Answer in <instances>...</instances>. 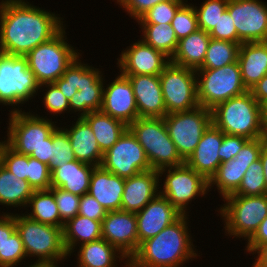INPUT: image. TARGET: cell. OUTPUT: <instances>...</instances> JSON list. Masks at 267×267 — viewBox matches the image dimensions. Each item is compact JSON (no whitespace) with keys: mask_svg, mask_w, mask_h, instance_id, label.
Here are the masks:
<instances>
[{"mask_svg":"<svg viewBox=\"0 0 267 267\" xmlns=\"http://www.w3.org/2000/svg\"><path fill=\"white\" fill-rule=\"evenodd\" d=\"M62 18L25 2H0V52L26 56L32 49L56 36L65 26Z\"/></svg>","mask_w":267,"mask_h":267,"instance_id":"6da1fadb","label":"cell"},{"mask_svg":"<svg viewBox=\"0 0 267 267\" xmlns=\"http://www.w3.org/2000/svg\"><path fill=\"white\" fill-rule=\"evenodd\" d=\"M189 215H181L155 237L143 241L129 267H181L198 257L188 228Z\"/></svg>","mask_w":267,"mask_h":267,"instance_id":"7a4b0ae2","label":"cell"},{"mask_svg":"<svg viewBox=\"0 0 267 267\" xmlns=\"http://www.w3.org/2000/svg\"><path fill=\"white\" fill-rule=\"evenodd\" d=\"M211 121L224 134L247 139L266 138L262 126L261 105L250 90L211 109Z\"/></svg>","mask_w":267,"mask_h":267,"instance_id":"3957f363","label":"cell"},{"mask_svg":"<svg viewBox=\"0 0 267 267\" xmlns=\"http://www.w3.org/2000/svg\"><path fill=\"white\" fill-rule=\"evenodd\" d=\"M149 160L151 169L179 166L185 163L171 140L164 118H137L129 126Z\"/></svg>","mask_w":267,"mask_h":267,"instance_id":"277c9868","label":"cell"},{"mask_svg":"<svg viewBox=\"0 0 267 267\" xmlns=\"http://www.w3.org/2000/svg\"><path fill=\"white\" fill-rule=\"evenodd\" d=\"M15 224L27 257H36L37 262L58 264L69 256L64 247L62 228L42 224L24 214H15Z\"/></svg>","mask_w":267,"mask_h":267,"instance_id":"5b68a950","label":"cell"},{"mask_svg":"<svg viewBox=\"0 0 267 267\" xmlns=\"http://www.w3.org/2000/svg\"><path fill=\"white\" fill-rule=\"evenodd\" d=\"M65 30L66 28H63L52 39L38 45L25 56L39 85L54 83L81 55L65 41Z\"/></svg>","mask_w":267,"mask_h":267,"instance_id":"8992f818","label":"cell"},{"mask_svg":"<svg viewBox=\"0 0 267 267\" xmlns=\"http://www.w3.org/2000/svg\"><path fill=\"white\" fill-rule=\"evenodd\" d=\"M220 216L224 220L225 233L234 238L248 241L267 217V194L263 195H228L223 198Z\"/></svg>","mask_w":267,"mask_h":267,"instance_id":"52a82bcc","label":"cell"},{"mask_svg":"<svg viewBox=\"0 0 267 267\" xmlns=\"http://www.w3.org/2000/svg\"><path fill=\"white\" fill-rule=\"evenodd\" d=\"M196 77L199 105L209 110L248 91L242 82L238 61L217 69H198Z\"/></svg>","mask_w":267,"mask_h":267,"instance_id":"ba28073f","label":"cell"},{"mask_svg":"<svg viewBox=\"0 0 267 267\" xmlns=\"http://www.w3.org/2000/svg\"><path fill=\"white\" fill-rule=\"evenodd\" d=\"M39 84L25 56L0 52V103L17 106L37 94Z\"/></svg>","mask_w":267,"mask_h":267,"instance_id":"9c48e42d","label":"cell"},{"mask_svg":"<svg viewBox=\"0 0 267 267\" xmlns=\"http://www.w3.org/2000/svg\"><path fill=\"white\" fill-rule=\"evenodd\" d=\"M7 145L17 153L28 155L37 150L57 128L52 119L14 108L9 111ZM46 118V119H45Z\"/></svg>","mask_w":267,"mask_h":267,"instance_id":"30bf717a","label":"cell"},{"mask_svg":"<svg viewBox=\"0 0 267 267\" xmlns=\"http://www.w3.org/2000/svg\"><path fill=\"white\" fill-rule=\"evenodd\" d=\"M164 122L177 152L186 161L212 123L211 110L199 105L188 111L169 113Z\"/></svg>","mask_w":267,"mask_h":267,"instance_id":"8fae6325","label":"cell"},{"mask_svg":"<svg viewBox=\"0 0 267 267\" xmlns=\"http://www.w3.org/2000/svg\"><path fill=\"white\" fill-rule=\"evenodd\" d=\"M165 172L166 179L159 194L164 196L182 215H187V205L192 199H196V196L204 197L210 191L209 181L186 163L158 170L159 177H162Z\"/></svg>","mask_w":267,"mask_h":267,"instance_id":"7c38bea8","label":"cell"},{"mask_svg":"<svg viewBox=\"0 0 267 267\" xmlns=\"http://www.w3.org/2000/svg\"><path fill=\"white\" fill-rule=\"evenodd\" d=\"M166 115L188 111L199 106L196 70L177 66L171 62L159 75Z\"/></svg>","mask_w":267,"mask_h":267,"instance_id":"4fadbf2b","label":"cell"},{"mask_svg":"<svg viewBox=\"0 0 267 267\" xmlns=\"http://www.w3.org/2000/svg\"><path fill=\"white\" fill-rule=\"evenodd\" d=\"M100 166L122 178H129L140 172L151 170L143 147L128 128L118 141L103 153Z\"/></svg>","mask_w":267,"mask_h":267,"instance_id":"5bb4252c","label":"cell"},{"mask_svg":"<svg viewBox=\"0 0 267 267\" xmlns=\"http://www.w3.org/2000/svg\"><path fill=\"white\" fill-rule=\"evenodd\" d=\"M227 10L234 20L239 44L267 41V4L260 0H229Z\"/></svg>","mask_w":267,"mask_h":267,"instance_id":"9a60e30c","label":"cell"},{"mask_svg":"<svg viewBox=\"0 0 267 267\" xmlns=\"http://www.w3.org/2000/svg\"><path fill=\"white\" fill-rule=\"evenodd\" d=\"M266 141L267 138L249 139L235 158L219 165L209 181V189L216 185L222 198L233 194L239 188L250 164L259 159L262 145Z\"/></svg>","mask_w":267,"mask_h":267,"instance_id":"2e32d148","label":"cell"},{"mask_svg":"<svg viewBox=\"0 0 267 267\" xmlns=\"http://www.w3.org/2000/svg\"><path fill=\"white\" fill-rule=\"evenodd\" d=\"M102 238L116 247L128 260L138 250L137 218L135 213L108 211L101 222Z\"/></svg>","mask_w":267,"mask_h":267,"instance_id":"e0dca14e","label":"cell"},{"mask_svg":"<svg viewBox=\"0 0 267 267\" xmlns=\"http://www.w3.org/2000/svg\"><path fill=\"white\" fill-rule=\"evenodd\" d=\"M123 75H160L170 63L162 51L139 40L126 48L117 59Z\"/></svg>","mask_w":267,"mask_h":267,"instance_id":"ac0fdd59","label":"cell"},{"mask_svg":"<svg viewBox=\"0 0 267 267\" xmlns=\"http://www.w3.org/2000/svg\"><path fill=\"white\" fill-rule=\"evenodd\" d=\"M100 110L127 126L139 118L133 87L127 76L120 73L104 88Z\"/></svg>","mask_w":267,"mask_h":267,"instance_id":"d6986e66","label":"cell"},{"mask_svg":"<svg viewBox=\"0 0 267 267\" xmlns=\"http://www.w3.org/2000/svg\"><path fill=\"white\" fill-rule=\"evenodd\" d=\"M135 215L139 248L143 241L155 237L182 214L164 196L158 194Z\"/></svg>","mask_w":267,"mask_h":267,"instance_id":"ffe728a7","label":"cell"},{"mask_svg":"<svg viewBox=\"0 0 267 267\" xmlns=\"http://www.w3.org/2000/svg\"><path fill=\"white\" fill-rule=\"evenodd\" d=\"M132 84L140 118H164L166 107L159 75H124Z\"/></svg>","mask_w":267,"mask_h":267,"instance_id":"44dd1931","label":"cell"},{"mask_svg":"<svg viewBox=\"0 0 267 267\" xmlns=\"http://www.w3.org/2000/svg\"><path fill=\"white\" fill-rule=\"evenodd\" d=\"M159 178L158 170L154 169L125 178L121 211L137 213L142 210L159 194V181L162 180Z\"/></svg>","mask_w":267,"mask_h":267,"instance_id":"7402d4cb","label":"cell"},{"mask_svg":"<svg viewBox=\"0 0 267 267\" xmlns=\"http://www.w3.org/2000/svg\"><path fill=\"white\" fill-rule=\"evenodd\" d=\"M223 139V132L212 123L204 131L194 152L185 163L202 175L207 181L215 175L221 164L218 155Z\"/></svg>","mask_w":267,"mask_h":267,"instance_id":"603a6c76","label":"cell"},{"mask_svg":"<svg viewBox=\"0 0 267 267\" xmlns=\"http://www.w3.org/2000/svg\"><path fill=\"white\" fill-rule=\"evenodd\" d=\"M102 75L98 68L81 62V90H77L72 98L68 100L70 111H79V118L101 109L105 87L103 86Z\"/></svg>","mask_w":267,"mask_h":267,"instance_id":"cb8c5ba5","label":"cell"},{"mask_svg":"<svg viewBox=\"0 0 267 267\" xmlns=\"http://www.w3.org/2000/svg\"><path fill=\"white\" fill-rule=\"evenodd\" d=\"M125 178L97 166L90 177L89 194L94 197L106 210H121L122 194Z\"/></svg>","mask_w":267,"mask_h":267,"instance_id":"d4e9b609","label":"cell"},{"mask_svg":"<svg viewBox=\"0 0 267 267\" xmlns=\"http://www.w3.org/2000/svg\"><path fill=\"white\" fill-rule=\"evenodd\" d=\"M237 61L242 82L250 90L267 74V41L242 43Z\"/></svg>","mask_w":267,"mask_h":267,"instance_id":"484cf974","label":"cell"},{"mask_svg":"<svg viewBox=\"0 0 267 267\" xmlns=\"http://www.w3.org/2000/svg\"><path fill=\"white\" fill-rule=\"evenodd\" d=\"M74 123L69 129H62L70 139L75 159L95 167L100 166L103 153L91 127L83 118H77Z\"/></svg>","mask_w":267,"mask_h":267,"instance_id":"4316f807","label":"cell"},{"mask_svg":"<svg viewBox=\"0 0 267 267\" xmlns=\"http://www.w3.org/2000/svg\"><path fill=\"white\" fill-rule=\"evenodd\" d=\"M94 168L78 160L64 163L51 172V187L62 188L79 196L87 194Z\"/></svg>","mask_w":267,"mask_h":267,"instance_id":"83f0119b","label":"cell"},{"mask_svg":"<svg viewBox=\"0 0 267 267\" xmlns=\"http://www.w3.org/2000/svg\"><path fill=\"white\" fill-rule=\"evenodd\" d=\"M210 39L209 33L201 29L180 39L170 62L177 66L198 70L205 60Z\"/></svg>","mask_w":267,"mask_h":267,"instance_id":"f1b7e54d","label":"cell"},{"mask_svg":"<svg viewBox=\"0 0 267 267\" xmlns=\"http://www.w3.org/2000/svg\"><path fill=\"white\" fill-rule=\"evenodd\" d=\"M77 253L79 267H116L117 258L126 260L125 267H129L127 257L103 238L81 244Z\"/></svg>","mask_w":267,"mask_h":267,"instance_id":"f546056e","label":"cell"},{"mask_svg":"<svg viewBox=\"0 0 267 267\" xmlns=\"http://www.w3.org/2000/svg\"><path fill=\"white\" fill-rule=\"evenodd\" d=\"M62 233L64 247L71 256L79 243L81 245L102 238L101 221L77 215L64 224Z\"/></svg>","mask_w":267,"mask_h":267,"instance_id":"4dcf8cb0","label":"cell"},{"mask_svg":"<svg viewBox=\"0 0 267 267\" xmlns=\"http://www.w3.org/2000/svg\"><path fill=\"white\" fill-rule=\"evenodd\" d=\"M83 119L91 127L102 153L109 150L128 128L123 122L101 110L90 112Z\"/></svg>","mask_w":267,"mask_h":267,"instance_id":"1f68e13d","label":"cell"},{"mask_svg":"<svg viewBox=\"0 0 267 267\" xmlns=\"http://www.w3.org/2000/svg\"><path fill=\"white\" fill-rule=\"evenodd\" d=\"M33 192L27 180L20 179L3 165L0 166V205L27 207Z\"/></svg>","mask_w":267,"mask_h":267,"instance_id":"d6a6232c","label":"cell"},{"mask_svg":"<svg viewBox=\"0 0 267 267\" xmlns=\"http://www.w3.org/2000/svg\"><path fill=\"white\" fill-rule=\"evenodd\" d=\"M27 207L32 209L30 214H25L29 218L42 224L63 228L64 223L60 219L58 206L51 189L34 191Z\"/></svg>","mask_w":267,"mask_h":267,"instance_id":"836d02e7","label":"cell"},{"mask_svg":"<svg viewBox=\"0 0 267 267\" xmlns=\"http://www.w3.org/2000/svg\"><path fill=\"white\" fill-rule=\"evenodd\" d=\"M140 26L144 36L142 40L171 59L179 42L171 24H140Z\"/></svg>","mask_w":267,"mask_h":267,"instance_id":"e575fe53","label":"cell"},{"mask_svg":"<svg viewBox=\"0 0 267 267\" xmlns=\"http://www.w3.org/2000/svg\"><path fill=\"white\" fill-rule=\"evenodd\" d=\"M239 43L211 38L203 65L199 69H217L237 61Z\"/></svg>","mask_w":267,"mask_h":267,"instance_id":"d590c367","label":"cell"},{"mask_svg":"<svg viewBox=\"0 0 267 267\" xmlns=\"http://www.w3.org/2000/svg\"><path fill=\"white\" fill-rule=\"evenodd\" d=\"M263 194H266V188L263 174V165L259 158L258 160L250 164L244 174L239 188L230 195L253 196Z\"/></svg>","mask_w":267,"mask_h":267,"instance_id":"8d00e7d4","label":"cell"},{"mask_svg":"<svg viewBox=\"0 0 267 267\" xmlns=\"http://www.w3.org/2000/svg\"><path fill=\"white\" fill-rule=\"evenodd\" d=\"M52 156L49 165L50 172L64 163L76 160L70 139L61 127H57L52 133Z\"/></svg>","mask_w":267,"mask_h":267,"instance_id":"74e56055","label":"cell"},{"mask_svg":"<svg viewBox=\"0 0 267 267\" xmlns=\"http://www.w3.org/2000/svg\"><path fill=\"white\" fill-rule=\"evenodd\" d=\"M229 0H206L201 7L194 6L199 29L210 33L217 25L219 18L226 11Z\"/></svg>","mask_w":267,"mask_h":267,"instance_id":"f35d334b","label":"cell"},{"mask_svg":"<svg viewBox=\"0 0 267 267\" xmlns=\"http://www.w3.org/2000/svg\"><path fill=\"white\" fill-rule=\"evenodd\" d=\"M185 0H166L149 9L137 22L138 24H171L177 10Z\"/></svg>","mask_w":267,"mask_h":267,"instance_id":"ab89813d","label":"cell"},{"mask_svg":"<svg viewBox=\"0 0 267 267\" xmlns=\"http://www.w3.org/2000/svg\"><path fill=\"white\" fill-rule=\"evenodd\" d=\"M184 3L175 13L171 26L175 31L177 39L187 37L199 29L197 15L194 5Z\"/></svg>","mask_w":267,"mask_h":267,"instance_id":"60d3db41","label":"cell"},{"mask_svg":"<svg viewBox=\"0 0 267 267\" xmlns=\"http://www.w3.org/2000/svg\"><path fill=\"white\" fill-rule=\"evenodd\" d=\"M54 194L61 221L65 224L78 215L80 196L62 188L51 187Z\"/></svg>","mask_w":267,"mask_h":267,"instance_id":"b9f144b4","label":"cell"},{"mask_svg":"<svg viewBox=\"0 0 267 267\" xmlns=\"http://www.w3.org/2000/svg\"><path fill=\"white\" fill-rule=\"evenodd\" d=\"M27 181L34 191L50 189L51 172L49 171V166L28 156Z\"/></svg>","mask_w":267,"mask_h":267,"instance_id":"7bdbcfd3","label":"cell"},{"mask_svg":"<svg viewBox=\"0 0 267 267\" xmlns=\"http://www.w3.org/2000/svg\"><path fill=\"white\" fill-rule=\"evenodd\" d=\"M42 86H44V88L47 87L43 97V103L45 109H47V111L49 110V113H53V116H55V114L60 115L67 110L70 112L68 99L62 94V92L54 83L41 84L39 85V89H41Z\"/></svg>","mask_w":267,"mask_h":267,"instance_id":"ee69618b","label":"cell"},{"mask_svg":"<svg viewBox=\"0 0 267 267\" xmlns=\"http://www.w3.org/2000/svg\"><path fill=\"white\" fill-rule=\"evenodd\" d=\"M26 257L20 234L15 231L3 245V267L20 265L19 263Z\"/></svg>","mask_w":267,"mask_h":267,"instance_id":"f6af8a7d","label":"cell"},{"mask_svg":"<svg viewBox=\"0 0 267 267\" xmlns=\"http://www.w3.org/2000/svg\"><path fill=\"white\" fill-rule=\"evenodd\" d=\"M2 165L20 179L27 180L28 155L17 153L6 145L2 155Z\"/></svg>","mask_w":267,"mask_h":267,"instance_id":"bcb514c9","label":"cell"},{"mask_svg":"<svg viewBox=\"0 0 267 267\" xmlns=\"http://www.w3.org/2000/svg\"><path fill=\"white\" fill-rule=\"evenodd\" d=\"M211 38L239 43L234 20L231 18L228 10L219 18L216 27L209 33Z\"/></svg>","mask_w":267,"mask_h":267,"instance_id":"7dc6e473","label":"cell"},{"mask_svg":"<svg viewBox=\"0 0 267 267\" xmlns=\"http://www.w3.org/2000/svg\"><path fill=\"white\" fill-rule=\"evenodd\" d=\"M106 214L107 210L89 193L80 196L78 215L102 222Z\"/></svg>","mask_w":267,"mask_h":267,"instance_id":"c3c4849f","label":"cell"},{"mask_svg":"<svg viewBox=\"0 0 267 267\" xmlns=\"http://www.w3.org/2000/svg\"><path fill=\"white\" fill-rule=\"evenodd\" d=\"M249 139L243 136L228 135L223 133V139L218 151L221 163L229 161L238 154Z\"/></svg>","mask_w":267,"mask_h":267,"instance_id":"681fc988","label":"cell"},{"mask_svg":"<svg viewBox=\"0 0 267 267\" xmlns=\"http://www.w3.org/2000/svg\"><path fill=\"white\" fill-rule=\"evenodd\" d=\"M166 0H117L130 17L138 21L146 12L160 2Z\"/></svg>","mask_w":267,"mask_h":267,"instance_id":"f907efd6","label":"cell"},{"mask_svg":"<svg viewBox=\"0 0 267 267\" xmlns=\"http://www.w3.org/2000/svg\"><path fill=\"white\" fill-rule=\"evenodd\" d=\"M16 231L15 214L0 215V267H3V245Z\"/></svg>","mask_w":267,"mask_h":267,"instance_id":"816d5d0a","label":"cell"},{"mask_svg":"<svg viewBox=\"0 0 267 267\" xmlns=\"http://www.w3.org/2000/svg\"><path fill=\"white\" fill-rule=\"evenodd\" d=\"M79 58L78 56L54 84H72L74 89L81 90V60Z\"/></svg>","mask_w":267,"mask_h":267,"instance_id":"f5cc1de1","label":"cell"},{"mask_svg":"<svg viewBox=\"0 0 267 267\" xmlns=\"http://www.w3.org/2000/svg\"><path fill=\"white\" fill-rule=\"evenodd\" d=\"M267 243V217L259 224L258 229L247 241V252L254 253L262 244Z\"/></svg>","mask_w":267,"mask_h":267,"instance_id":"db71d44e","label":"cell"},{"mask_svg":"<svg viewBox=\"0 0 267 267\" xmlns=\"http://www.w3.org/2000/svg\"><path fill=\"white\" fill-rule=\"evenodd\" d=\"M30 157L35 158L48 166L50 165V159L52 156V134L45 139V143L42 144L37 150H34Z\"/></svg>","mask_w":267,"mask_h":267,"instance_id":"11a10c76","label":"cell"},{"mask_svg":"<svg viewBox=\"0 0 267 267\" xmlns=\"http://www.w3.org/2000/svg\"><path fill=\"white\" fill-rule=\"evenodd\" d=\"M250 91L260 105L265 103L267 101V74Z\"/></svg>","mask_w":267,"mask_h":267,"instance_id":"9f6ffc18","label":"cell"},{"mask_svg":"<svg viewBox=\"0 0 267 267\" xmlns=\"http://www.w3.org/2000/svg\"><path fill=\"white\" fill-rule=\"evenodd\" d=\"M256 260L252 267H267V243L262 244L254 253L256 254Z\"/></svg>","mask_w":267,"mask_h":267,"instance_id":"6f0895ef","label":"cell"},{"mask_svg":"<svg viewBox=\"0 0 267 267\" xmlns=\"http://www.w3.org/2000/svg\"><path fill=\"white\" fill-rule=\"evenodd\" d=\"M259 158L263 165V174H264L265 188L267 194V141L262 145Z\"/></svg>","mask_w":267,"mask_h":267,"instance_id":"680465c9","label":"cell"},{"mask_svg":"<svg viewBox=\"0 0 267 267\" xmlns=\"http://www.w3.org/2000/svg\"><path fill=\"white\" fill-rule=\"evenodd\" d=\"M64 96L69 100L76 93V89L72 84H55Z\"/></svg>","mask_w":267,"mask_h":267,"instance_id":"91938a15","label":"cell"},{"mask_svg":"<svg viewBox=\"0 0 267 267\" xmlns=\"http://www.w3.org/2000/svg\"><path fill=\"white\" fill-rule=\"evenodd\" d=\"M262 126L267 138V101L261 105Z\"/></svg>","mask_w":267,"mask_h":267,"instance_id":"94428289","label":"cell"},{"mask_svg":"<svg viewBox=\"0 0 267 267\" xmlns=\"http://www.w3.org/2000/svg\"><path fill=\"white\" fill-rule=\"evenodd\" d=\"M58 264L56 263H51V262H34L32 264L31 262V265H29V267H59L57 266Z\"/></svg>","mask_w":267,"mask_h":267,"instance_id":"6125c7cd","label":"cell"},{"mask_svg":"<svg viewBox=\"0 0 267 267\" xmlns=\"http://www.w3.org/2000/svg\"><path fill=\"white\" fill-rule=\"evenodd\" d=\"M6 145H7V140L0 141V166L2 165V155Z\"/></svg>","mask_w":267,"mask_h":267,"instance_id":"be15d7a7","label":"cell"}]
</instances>
